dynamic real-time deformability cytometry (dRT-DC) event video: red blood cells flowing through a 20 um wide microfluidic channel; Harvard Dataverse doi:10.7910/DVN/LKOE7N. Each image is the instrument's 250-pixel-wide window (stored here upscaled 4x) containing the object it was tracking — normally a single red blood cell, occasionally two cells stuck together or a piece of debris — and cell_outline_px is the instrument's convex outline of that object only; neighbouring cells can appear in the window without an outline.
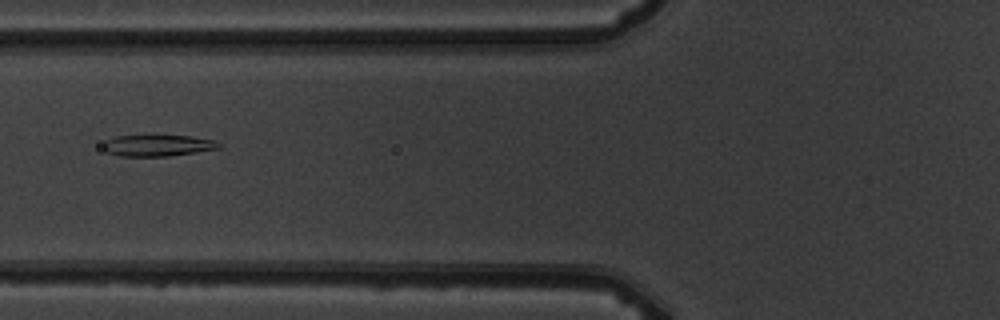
{"species": "common noctule bat (a hibernating species)", "species_latin": "Nyctalus noctula", "temperature_condition": "warm", "stored_images_in_passage": 6, "camera_frame_rate_fps": 3000, "um_per_image_px": 0.085, "animal": {"sex": "male", "body_mass_g": 19.5, "forearm_length_mm": 54.6}, "frame": {"image": 1, "passage_image": 6, "time_ms": 5.667, "image_size_px": [1000, 320], "cell_outline_px": [[224, 148], [168, 156], [120, 156], [108, 152], [104, 148], [104, 140], [116, 136], [192, 136], [216, 140]], "centroid_in_image_um": [13.47, 12.37], "position_along_channel_um": 112.3, "area_um2": 14.39}}